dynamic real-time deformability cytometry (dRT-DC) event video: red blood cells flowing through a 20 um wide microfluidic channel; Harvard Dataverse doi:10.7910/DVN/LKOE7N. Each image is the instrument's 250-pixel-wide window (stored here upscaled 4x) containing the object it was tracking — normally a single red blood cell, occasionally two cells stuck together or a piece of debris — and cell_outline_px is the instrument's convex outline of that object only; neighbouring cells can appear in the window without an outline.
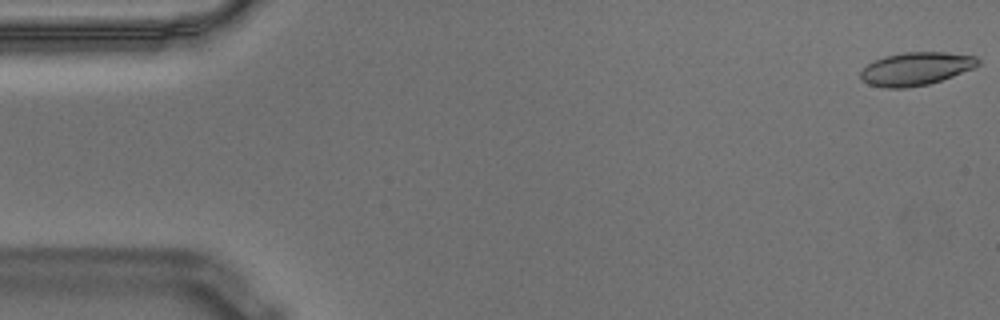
{"species": "Egyptian fruit bat (a non-hibernating species)", "species_latin": "Rousettus aegyptiacus", "temperature_condition": "warm", "stored_images_in_passage": 57, "camera_frame_rate_fps": 3000, "um_per_image_px": 0.085, "animal": {"sex": "male"}, "frame": {"image": 1, "passage_image": 1, "time_ms": 0.0, "image_size_px": [1000, 320], "cell_outline_px": [[980, 64], [976, 68], [928, 84], [904, 88], [884, 88], [868, 84], [860, 80], [860, 72], [868, 64], [884, 56], [904, 52], [944, 52], [976, 56], [980, 60]], "centroid_in_image_um": [77.86, 5.84], "position_along_channel_um": 7.1, "area_um2": 22.72}}
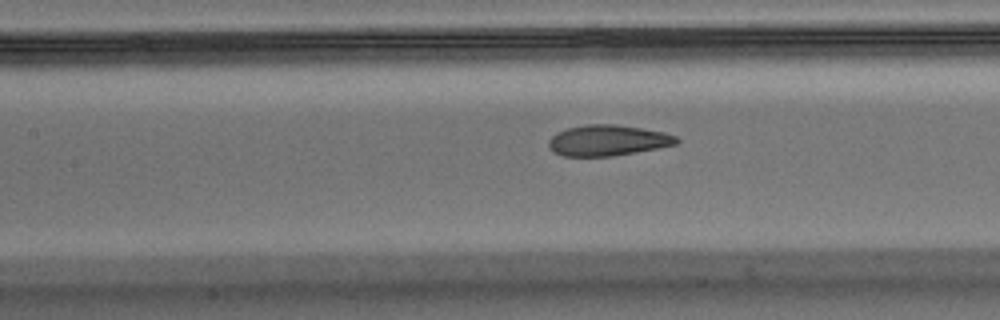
{"frame": {"image": 2, "passage_image": 25, "time_ms": 8.0, "image_size_px": [1000, 320], "cell_outline_px": [[680, 140], [676, 144], [636, 152], [612, 156], [564, 156], [552, 152], [548, 148], [548, 140], [556, 132], [568, 128], [588, 124], [616, 124], [664, 132], [676, 136]], "centroid_in_image_um": [51.62, 11.93], "position_along_channel_um": 155.8, "area_um2": 22.95}}
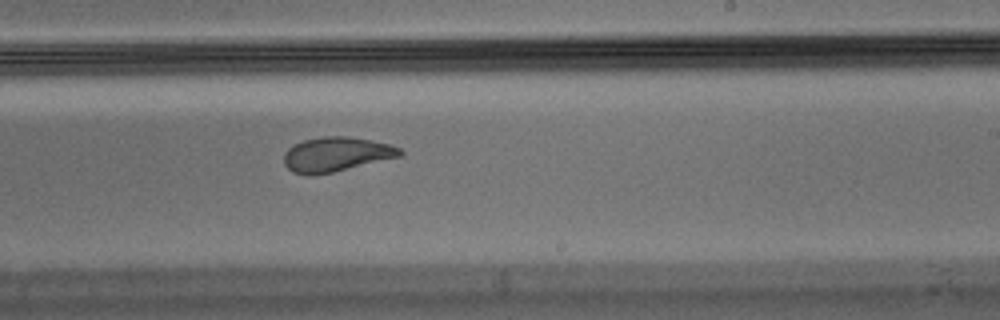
{"frame": {"image": 3, "passage_image": 34, "time_ms": 11.0, "image_size_px": [1000, 320], "cell_outline_px": [[404, 152], [400, 156], [332, 172], [308, 176], [304, 176], [292, 172], [284, 164], [284, 152], [292, 144], [304, 140], [324, 136], [348, 136], [372, 140], [388, 144], [400, 148]], "centroid_in_image_um": [28.53, 13.11], "position_along_channel_um": 260.5, "area_um2": 23.35}, "authors_computed_cell_mechanics": {"area_um2": 23.5246, "velocity_mm_per_s": 3.5021, "shape_relaxation_time_tau1_ms": 10.6953, "shape_relaxation_time_tau2_ms": 1.4528, "deformation_change_tau1": 0.2584, "deformation_change_tau2": 0.0843}}